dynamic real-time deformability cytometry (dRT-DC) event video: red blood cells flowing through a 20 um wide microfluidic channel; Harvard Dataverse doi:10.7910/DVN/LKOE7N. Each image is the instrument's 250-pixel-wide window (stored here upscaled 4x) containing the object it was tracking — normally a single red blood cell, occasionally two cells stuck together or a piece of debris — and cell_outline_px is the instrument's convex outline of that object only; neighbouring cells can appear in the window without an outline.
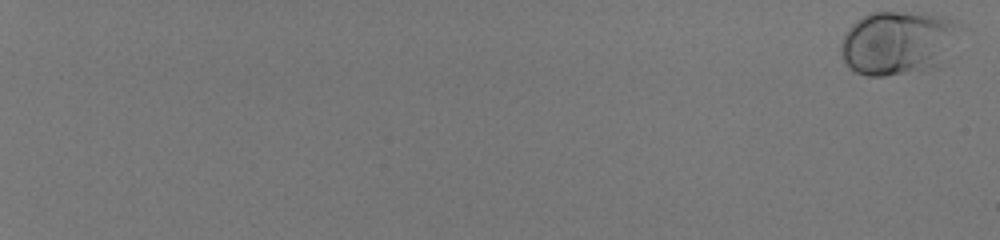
{"species": "human", "species_latin": "Homo sapiens", "temperature_condition": "room temperature", "stored_images_in_passage": 57, "camera_frame_rate_fps": 3000, "um_per_image_px": 0.085, "donor": {"sex": "male"}, "frame": {"image": 1, "passage_image": 1, "time_ms": 0.0, "image_size_px": [1000, 240], "cell_outline_px": [[964, 28], [948, 60], [940, 68], [884, 76], [868, 76], [856, 72], [848, 68], [844, 64], [840, 52], [840, 44], [848, 28], [856, 20], [868, 12], [928, 12], [948, 16], [964, 24]], "centroid_in_image_um": [76.44, 3.62], "position_along_channel_um": 8.6, "area_um2": 46.36}}
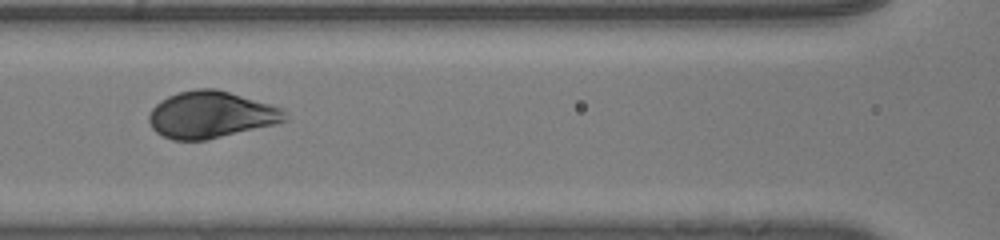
{"frame": {"image": 2, "passage_image": 33, "time_ms": 10.667, "image_size_px": [1000, 240], "cell_outline_px": [[288, 120], [276, 124], [204, 140], [172, 140], [156, 132], [152, 128], [148, 120], [148, 116], [152, 108], [160, 100], [176, 92], [196, 88], [216, 88], [284, 108], [288, 116]], "centroid_in_image_um": [17.93, 9.74], "position_along_channel_um": 148.7, "area_um2": 37.22}}
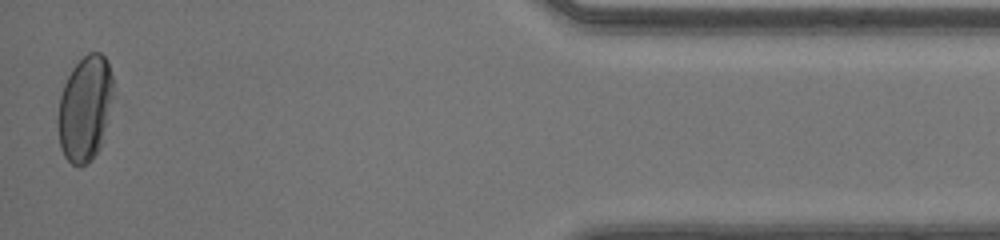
{"frame": {"image": 3, "passage_image": 57, "time_ms": 18.667, "image_size_px": [1000, 240], "cell_outline_px": [[112, 96], [100, 148], [88, 164], [80, 168], [76, 168], [64, 156], [60, 148], [56, 124], [56, 120], [60, 96], [64, 84], [72, 68], [88, 52], [100, 52], [108, 60], [112, 76]], "centroid_in_image_um": [7.18, 9.25], "position_along_channel_um": 428.0, "area_um2": 34.16}, "authors_computed_cell_mechanics": {"area_um2": 37.2232, "velocity_mm_per_s": 4.088, "shape_relaxation_time_tau1_ms": 1.8175, "shape_relaxation_time_tau2_ms": null, "deformation_change_tau1": 0.1414, "deformation_change_tau2": null}}